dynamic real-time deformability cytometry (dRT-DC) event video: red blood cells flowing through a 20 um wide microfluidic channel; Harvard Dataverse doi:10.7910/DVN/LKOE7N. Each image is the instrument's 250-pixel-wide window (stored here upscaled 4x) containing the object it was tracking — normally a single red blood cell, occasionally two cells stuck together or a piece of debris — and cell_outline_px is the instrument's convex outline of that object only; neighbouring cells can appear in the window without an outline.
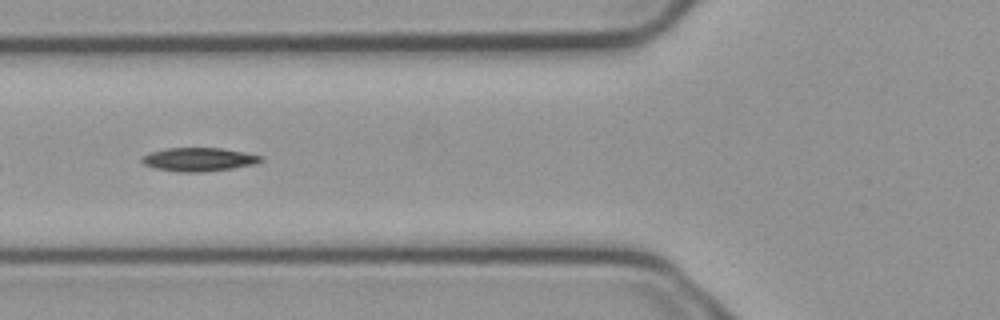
{"species": "common noctule bat (a hibernating species)", "species_latin": "Nyctalus noctula", "temperature_condition": "cold", "stored_images_in_passage": 6, "camera_frame_rate_fps": 3000, "um_per_image_px": 0.085, "animal": {"sex": "male", "body_mass_g": 23.1, "forearm_length_mm": 52.7}, "frame": {"image": 1, "passage_image": 6, "time_ms": 1.667, "image_size_px": [1000, 320], "cell_outline_px": [[264, 160], [256, 164], [232, 168], [204, 172], [180, 172], [156, 168], [144, 164], [140, 160], [144, 156], [152, 152], [168, 148], [220, 148], [244, 152], [264, 156]], "centroid_in_image_um": [16.96, 13.55], "position_along_channel_um": 108.8, "area_um2": 16.24}}